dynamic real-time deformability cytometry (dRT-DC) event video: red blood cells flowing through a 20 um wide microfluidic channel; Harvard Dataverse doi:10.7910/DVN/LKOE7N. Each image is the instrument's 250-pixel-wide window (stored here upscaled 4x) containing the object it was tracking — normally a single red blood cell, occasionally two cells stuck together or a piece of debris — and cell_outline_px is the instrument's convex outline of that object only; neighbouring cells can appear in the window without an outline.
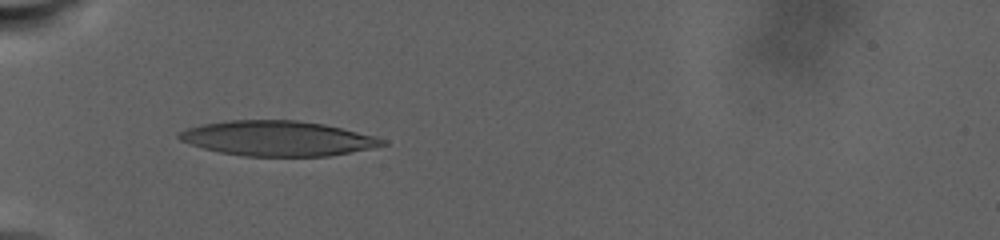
{"species": "human", "species_latin": "Homo sapiens", "temperature_condition": "warm", "stored_images_in_passage": 16, "camera_frame_rate_fps": 3000, "um_per_image_px": 0.085, "donor": {"sex": "male"}, "frame": {"image": 1, "passage_image": 1, "time_ms": 0.0, "image_size_px": [1000, 240], "cell_outline_px": [[388, 144], [372, 148], [328, 156], [244, 156], [220, 152], [204, 148], [180, 140], [176, 136], [176, 132], [184, 128], [200, 124], [228, 120], [296, 120], [324, 124], [376, 136], [388, 140]], "centroid_in_image_um": [23.58, 11.75], "position_along_channel_um": 61.4, "area_um2": 41.67}}
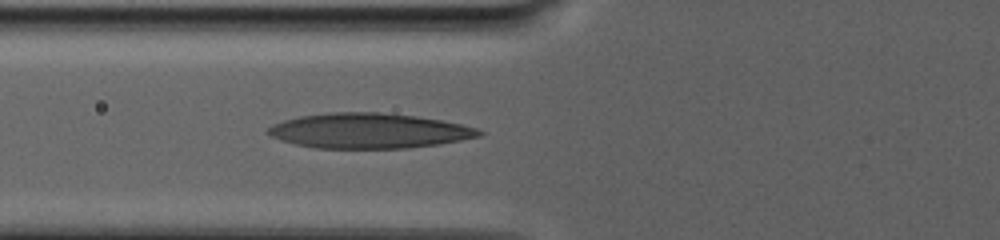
{"frame": {"image": 2, "passage_image": 13, "time_ms": 2.0, "image_size_px": [1000, 240], "cell_outline_px": [[484, 132], [480, 136], [440, 144], [408, 148], [316, 148], [296, 144], [280, 140], [264, 132], [272, 124], [284, 120], [300, 116], [328, 112], [376, 112], [416, 116], [440, 120], [460, 124], [476, 128]], "centroid_in_image_um": [31.33, 11.12], "position_along_channel_um": 94.5, "area_um2": 43.06}}